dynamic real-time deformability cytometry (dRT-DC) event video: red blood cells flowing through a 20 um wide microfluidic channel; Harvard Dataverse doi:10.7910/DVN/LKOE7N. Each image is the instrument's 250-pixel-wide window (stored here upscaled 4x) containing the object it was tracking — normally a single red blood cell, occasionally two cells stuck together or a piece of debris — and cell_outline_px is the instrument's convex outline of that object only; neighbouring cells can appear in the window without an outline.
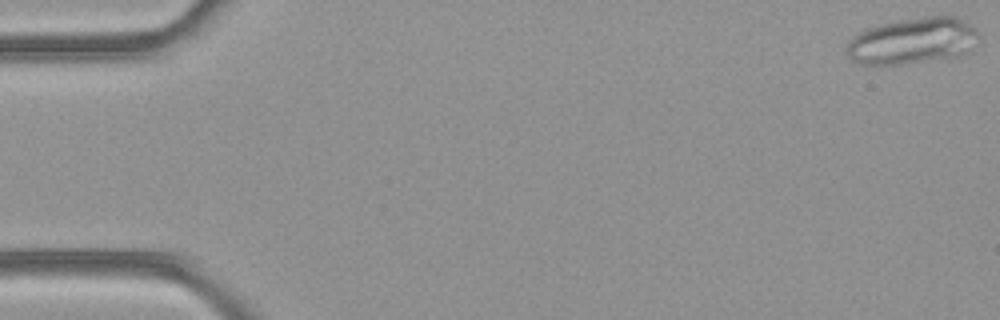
{"species": "common noctule bat (a hibernating species)", "species_latin": "Nyctalus noctula", "temperature_condition": "room temperature", "stored_images_in_passage": 9, "camera_frame_rate_fps": 3000, "um_per_image_px": 0.085, "animal": {"sex": "female", "body_mass_g": 21.9}, "frame": {"image": 1, "passage_image": 1, "time_ms": 0.0, "image_size_px": [1000, 320], "cell_outline_px": [[980, 32], [964, 52], [956, 56], [900, 64], [860, 64], [852, 60], [848, 56], [848, 40], [856, 32], [864, 28], [892, 20], [928, 16], [956, 16], [976, 28]], "centroid_in_image_um": [77.48, 3.44], "position_along_channel_um": 7.5, "area_um2": 35.37}}